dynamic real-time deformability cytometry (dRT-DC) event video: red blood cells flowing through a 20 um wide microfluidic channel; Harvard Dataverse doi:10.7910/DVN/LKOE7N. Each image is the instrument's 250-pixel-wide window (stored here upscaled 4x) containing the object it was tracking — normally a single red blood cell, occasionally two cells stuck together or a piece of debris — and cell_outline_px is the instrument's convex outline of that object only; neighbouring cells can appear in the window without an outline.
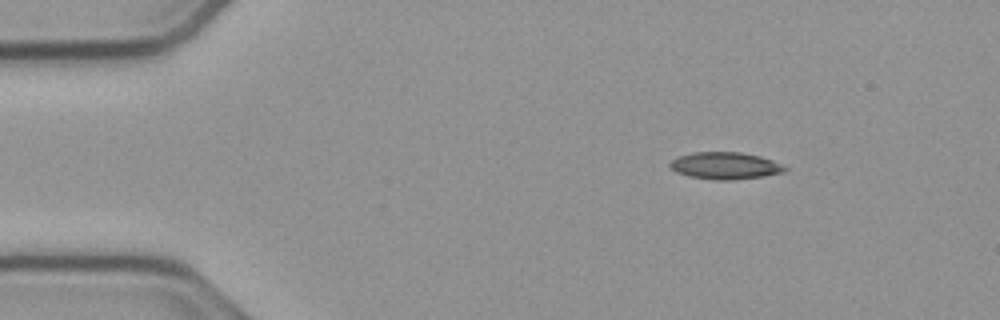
{"species": "common noctule bat (a hibernating species)", "species_latin": "Nyctalus noctula", "temperature_condition": "cold", "stored_images_in_passage": 47, "camera_frame_rate_fps": 3000, "um_per_image_px": 0.085, "animal": {"sex": "male", "body_mass_g": 23.1, "forearm_length_mm": 52.7}, "frame": {"image": 1, "passage_image": 1, "time_ms": 0.0, "image_size_px": [1000, 320], "cell_outline_px": [[788, 168], [784, 172], [764, 176], [732, 180], [716, 180], [692, 176], [676, 172], [668, 164], [676, 156], [692, 152], [740, 152], [760, 156], [772, 160]], "centroid_in_image_um": [61.63, 14.07], "position_along_channel_um": 23.4, "area_um2": 18.03}}
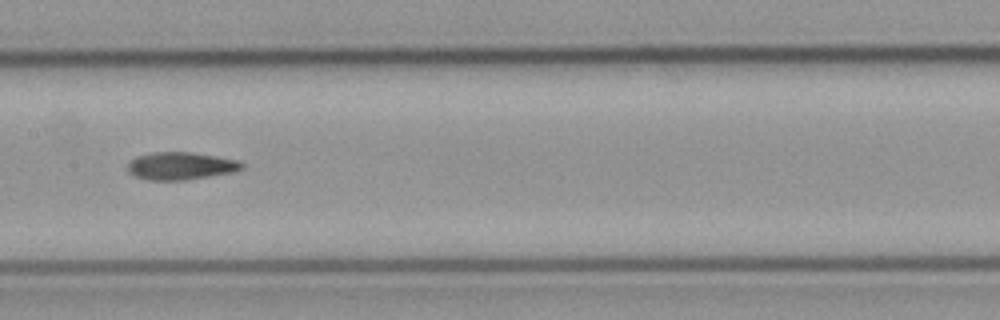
{"frame": {"image": 2, "passage_image": 20, "time_ms": 6.333, "image_size_px": [1000, 320], "cell_outline_px": [[244, 168], [232, 172], [184, 180], [148, 180], [136, 176], [128, 172], [128, 164], [136, 156], [152, 152], [188, 152], [216, 156], [236, 160], [244, 164]], "centroid_in_image_um": [15.34, 14.1], "position_along_channel_um": 192.1, "area_um2": 18.15}}
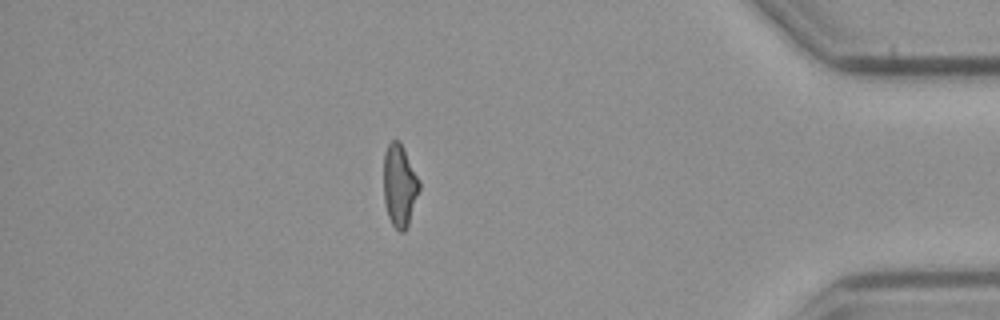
{"frame": {"image": 3, "passage_image": 40, "time_ms": 13.0, "image_size_px": [1000, 320], "cell_outline_px": [[420, 188], [408, 224], [404, 232], [400, 232], [392, 224], [388, 216], [384, 200], [384, 152], [388, 144], [392, 140], [400, 140], [420, 180]], "centroid_in_image_um": [33.96, 15.73], "position_along_channel_um": 401.2, "area_um2": 17.11}, "authors_computed_cell_mechanics": {"area_um2": 18.0336, "velocity_mm_per_s": 3.8073, "shape_relaxation_time_tau1_ms": null, "shape_relaxation_time_tau2_ms": 5.4504, "deformation_change_tau1": null, "deformation_change_tau2": 0.1413}}